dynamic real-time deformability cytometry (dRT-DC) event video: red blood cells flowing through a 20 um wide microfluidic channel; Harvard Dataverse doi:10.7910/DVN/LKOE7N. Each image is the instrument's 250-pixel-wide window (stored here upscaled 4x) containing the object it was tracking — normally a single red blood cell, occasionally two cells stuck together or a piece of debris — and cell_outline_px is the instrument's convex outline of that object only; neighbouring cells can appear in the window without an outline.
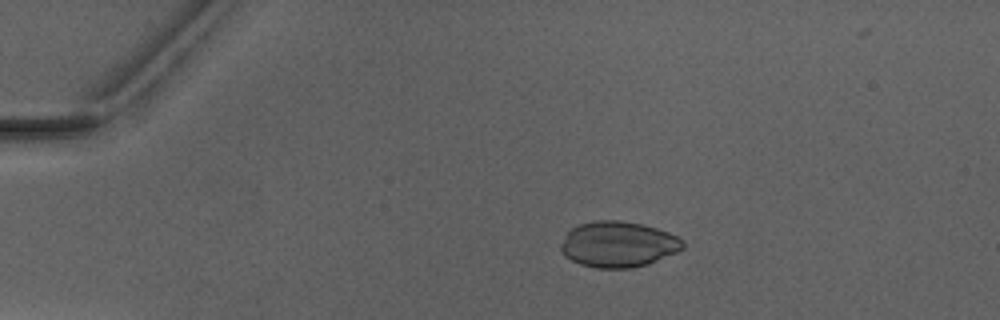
{"species": "Egyptian fruit bat (a non-hibernating species)", "species_latin": "Rousettus aegyptiacus", "temperature_condition": "warm", "stored_images_in_passage": 5, "camera_frame_rate_fps": 3000, "um_per_image_px": 0.085, "animal": {"sex": "male"}, "frame": {"image": 1, "passage_image": 3, "time_ms": 2.333, "image_size_px": [1000, 320], "cell_outline_px": [[684, 248], [676, 252], [648, 264], [628, 268], [596, 268], [580, 264], [564, 256], [560, 248], [560, 244], [568, 232], [572, 228], [580, 224], [596, 220], [620, 220], [640, 224], [656, 228], [668, 232], [684, 240]], "centroid_in_image_um": [52.54, 20.77], "position_along_channel_um": 32.5, "area_um2": 32.43}}